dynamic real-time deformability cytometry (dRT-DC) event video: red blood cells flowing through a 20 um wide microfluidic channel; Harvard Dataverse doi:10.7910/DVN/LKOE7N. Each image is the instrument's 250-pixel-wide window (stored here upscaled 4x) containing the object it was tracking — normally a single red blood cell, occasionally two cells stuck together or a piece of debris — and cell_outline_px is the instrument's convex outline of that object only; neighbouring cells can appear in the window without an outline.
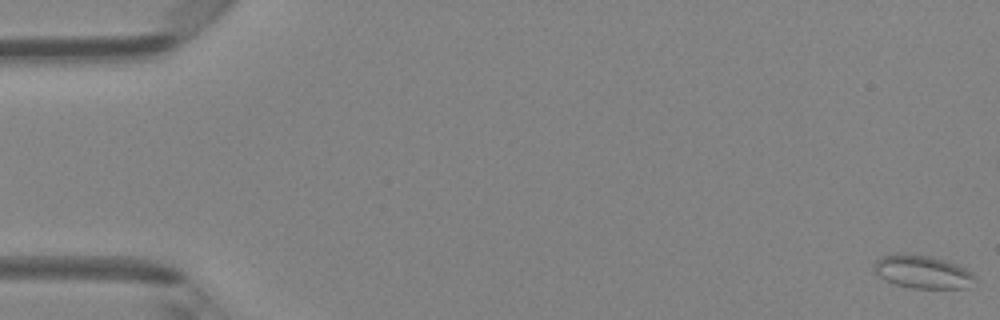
{"species": "Egyptian fruit bat (a non-hibernating species)", "species_latin": "Rousettus aegyptiacus", "temperature_condition": "room temperature", "stored_images_in_passage": 41, "camera_frame_rate_fps": 3000, "um_per_image_px": 0.085, "animal": {"sex": "female"}, "frame": {"image": 1, "passage_image": 1, "time_ms": 0.0, "image_size_px": [1000, 320], "cell_outline_px": [[980, 284], [968, 288], [912, 288], [896, 284], [880, 276], [872, 268], [876, 260], [880, 256], [932, 256], [948, 260], [972, 272], [976, 276]], "centroid_in_image_um": [78.56, 23.15], "position_along_channel_um": 6.4, "area_um2": 19.25}}
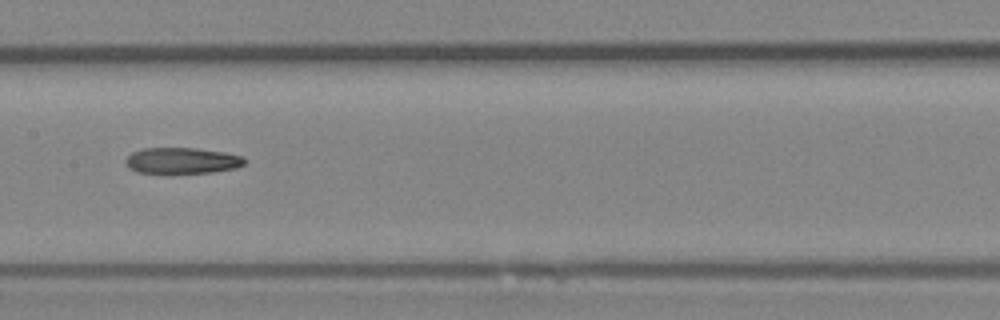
{"frame": {"image": 2, "passage_image": 18, "time_ms": 5.667, "image_size_px": [1000, 320], "cell_outline_px": [[248, 160], [244, 164], [236, 168], [212, 172], [172, 176], [168, 176], [136, 172], [128, 168], [124, 164], [124, 160], [132, 152], [144, 148], [196, 148], [224, 152], [244, 156]], "centroid_in_image_um": [15.43, 13.7], "position_along_channel_um": 192.0, "area_um2": 19.19}}
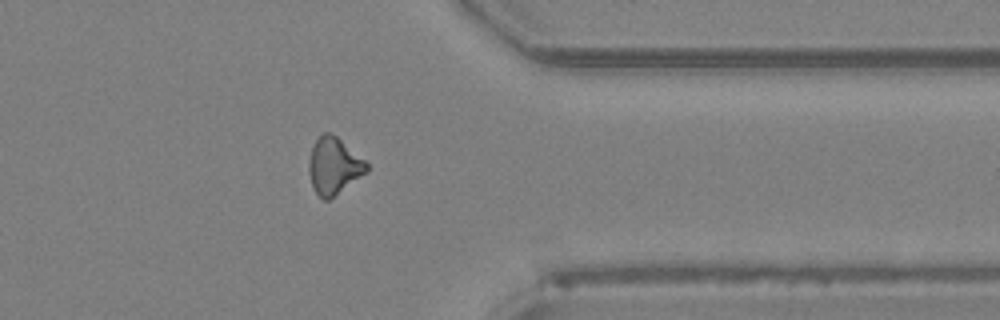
{"frame": {"image": 3, "passage_image": 32, "time_ms": 10.333, "image_size_px": [1000, 320], "cell_outline_px": [[368, 172], [328, 200], [324, 200], [316, 192], [312, 184], [308, 172], [308, 160], [312, 148], [316, 140], [324, 132], [328, 132], [336, 136], [364, 160], [368, 164]], "centroid_in_image_um": [28.37, 14.11], "position_along_channel_um": 383.0, "area_um2": 18.79}}